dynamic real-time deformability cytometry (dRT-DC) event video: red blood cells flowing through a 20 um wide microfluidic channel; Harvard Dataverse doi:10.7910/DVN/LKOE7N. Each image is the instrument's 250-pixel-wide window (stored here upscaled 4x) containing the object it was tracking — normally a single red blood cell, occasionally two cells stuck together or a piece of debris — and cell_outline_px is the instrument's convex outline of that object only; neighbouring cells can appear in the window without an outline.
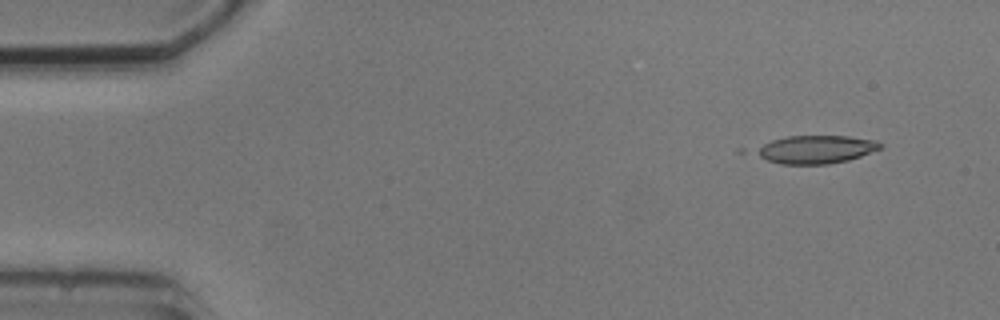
{"species": "common noctule bat (a hibernating species)", "species_latin": "Nyctalus noctula", "temperature_condition": "cold", "stored_images_in_passage": 5, "camera_frame_rate_fps": 3000, "um_per_image_px": 0.085, "animal": {"sex": "male", "body_mass_g": 20.5, "forearm_length_mm": 52.5}, "frame": {"image": 1, "passage_image": 1, "time_ms": 0.0, "image_size_px": [1000, 320], "cell_outline_px": [[884, 144], [880, 148], [860, 156], [848, 160], [828, 164], [780, 164], [768, 160], [752, 152], [756, 148], [772, 140], [788, 136], [848, 136], [876, 140]], "centroid_in_image_um": [69.35, 12.7], "position_along_channel_um": 15.7, "area_um2": 20.23}}
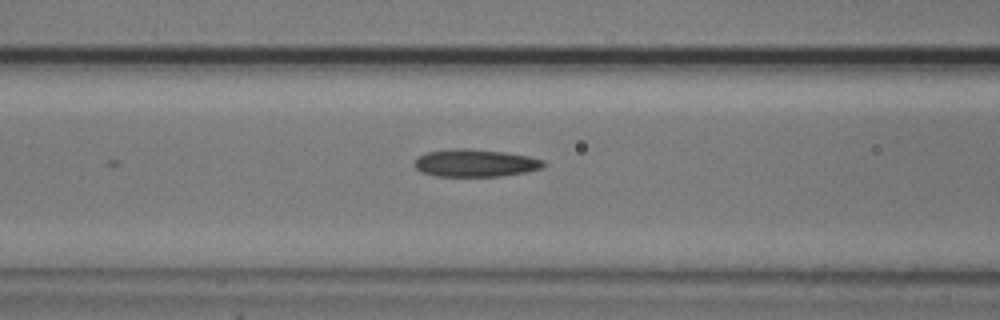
{"frame": {"image": 2, "passage_image": 5, "time_ms": 5.667, "image_size_px": [1000, 320], "cell_outline_px": [[548, 164], [544, 168], [504, 176], [436, 176], [420, 172], [412, 164], [416, 156], [428, 152], [456, 148], [464, 148], [504, 152], [528, 156], [544, 160]], "centroid_in_image_um": [40.39, 13.86], "position_along_channel_um": 126.2, "area_um2": 20.92}}